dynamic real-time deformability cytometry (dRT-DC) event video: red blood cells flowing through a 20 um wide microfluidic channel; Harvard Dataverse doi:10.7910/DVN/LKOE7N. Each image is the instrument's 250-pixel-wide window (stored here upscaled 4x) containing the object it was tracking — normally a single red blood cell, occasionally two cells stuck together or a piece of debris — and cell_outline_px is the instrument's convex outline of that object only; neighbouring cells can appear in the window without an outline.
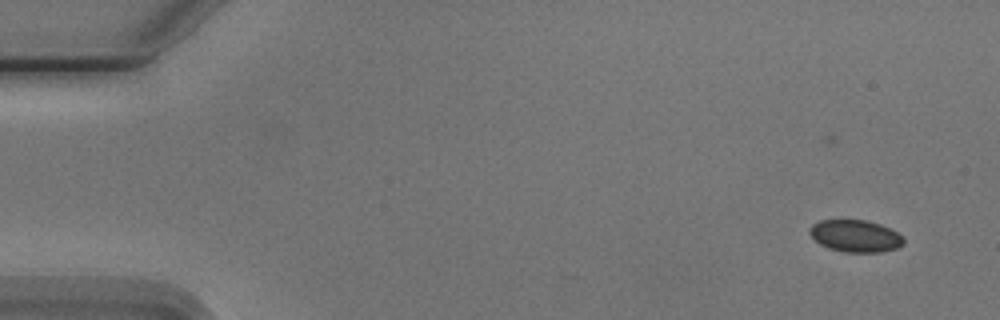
{"species": "Egyptian fruit bat (a non-hibernating species)", "species_latin": "Rousettus aegyptiacus", "temperature_condition": "cold", "stored_images_in_passage": 6, "camera_frame_rate_fps": 3000, "um_per_image_px": 0.085, "animal": {"sex": "male"}, "frame": {"image": 1, "passage_image": 1, "time_ms": 0.0, "image_size_px": [1000, 320], "cell_outline_px": [[904, 244], [896, 248], [880, 252], [844, 252], [828, 248], [820, 244], [808, 232], [808, 228], [812, 224], [820, 220], [864, 220], [880, 224], [896, 232], [904, 240]], "centroid_in_image_um": [72.67, 20.06], "position_along_channel_um": 12.3, "area_um2": 17.46}}
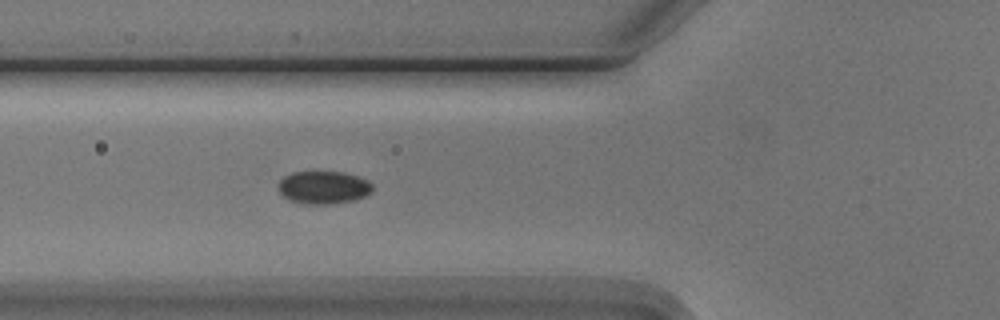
{"frame": {"image": 2, "passage_image": 6, "time_ms": 5.667, "image_size_px": [1000, 320], "cell_outline_px": [[372, 192], [364, 196], [352, 200], [332, 204], [304, 204], [288, 200], [276, 188], [276, 184], [284, 176], [292, 172], [344, 172], [368, 180], [372, 184]], "centroid_in_image_um": [27.45, 15.93], "position_along_channel_um": 98.3, "area_um2": 18.15}}